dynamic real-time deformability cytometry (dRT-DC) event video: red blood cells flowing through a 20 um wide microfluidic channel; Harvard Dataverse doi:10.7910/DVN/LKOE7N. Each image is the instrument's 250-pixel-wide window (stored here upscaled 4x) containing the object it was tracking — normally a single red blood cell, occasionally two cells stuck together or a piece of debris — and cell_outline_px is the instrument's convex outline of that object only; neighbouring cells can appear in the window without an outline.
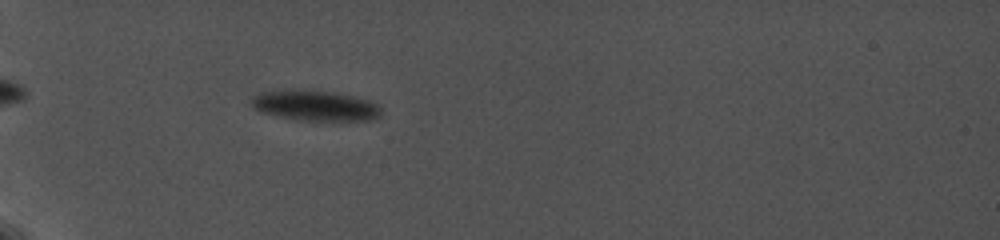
{"species": "common noctule bat (a hibernating species)", "species_latin": "Nyctalus noctula", "temperature_condition": "cold", "stored_images_in_passage": 25, "camera_frame_rate_fps": 5000, "um_per_image_px": 0.085, "animal": {"sex": "female", "body_mass_g": 19.0, "forearm_length_mm": 56.7}, "frame": {"image": 1, "passage_image": 5, "time_ms": 2.4, "image_size_px": [1000, 240], "cell_outline_px": [[380, 116], [368, 120], [296, 120], [260, 112], [252, 104], [252, 96], [260, 92], [304, 88], [332, 92], [356, 96], [368, 100], [376, 104], [380, 108]], "centroid_in_image_um": [26.76, 8.95], "position_along_channel_um": 58.2, "area_um2": 23.06}}
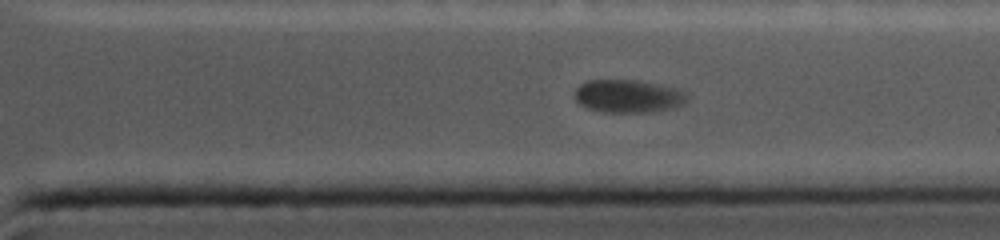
{"frame": {"image": 2, "passage_image": 21, "time_ms": 11.4, "image_size_px": [1000, 240], "cell_outline_px": [[688, 100], [684, 104], [676, 108], [652, 112], [600, 112], [588, 108], [580, 104], [576, 100], [576, 88], [580, 84], [588, 80], [640, 80], [680, 88], [688, 96]], "centroid_in_image_um": [53.46, 8.17], "position_along_channel_um": 357.9, "area_um2": 21.96}}
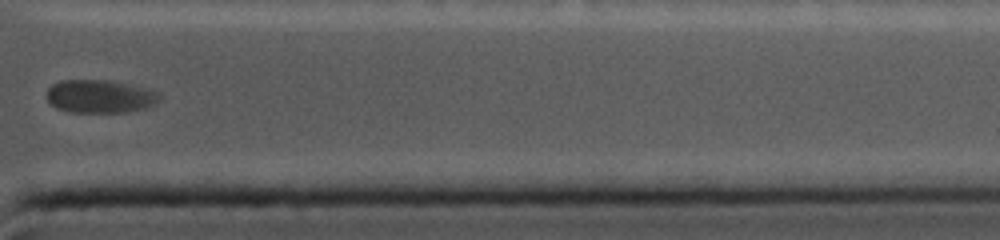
{"frame": {"image": 3, "passage_image": 23, "time_ms": 12.6, "image_size_px": [1000, 240], "cell_outline_px": [[164, 96], [160, 100], [148, 108], [128, 112], [72, 112], [56, 108], [48, 100], [48, 88], [52, 84], [60, 80], [112, 80], [148, 88]], "centroid_in_image_um": [8.56, 8.19], "position_along_channel_um": 402.8, "area_um2": 22.02}}